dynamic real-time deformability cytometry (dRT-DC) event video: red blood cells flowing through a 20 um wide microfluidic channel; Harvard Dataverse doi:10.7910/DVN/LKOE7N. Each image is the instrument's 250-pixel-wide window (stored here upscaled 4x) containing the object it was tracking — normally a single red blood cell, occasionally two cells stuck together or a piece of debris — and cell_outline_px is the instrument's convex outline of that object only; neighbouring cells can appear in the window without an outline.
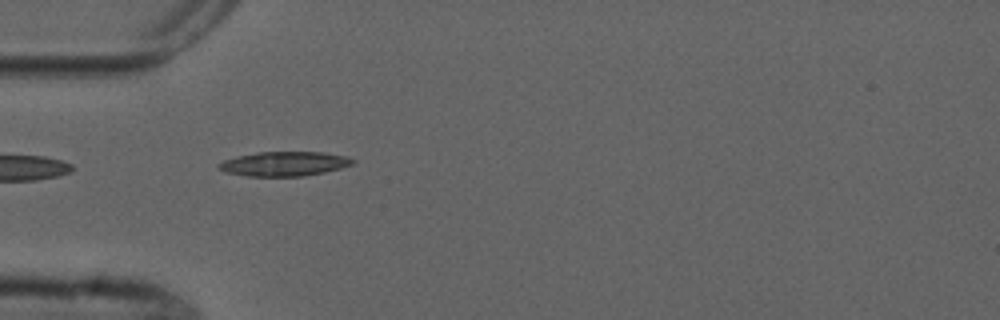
{"species": "common noctule bat (a hibernating species)", "species_latin": "Nyctalus noctula", "temperature_condition": "cold", "stored_images_in_passage": 5, "camera_frame_rate_fps": 3000, "um_per_image_px": 0.085, "animal": {"sex": "male", "forearm_length_mm": 52.5}, "frame": {"image": 1, "passage_image": 4, "time_ms": 5.0, "image_size_px": [1000, 320], "cell_outline_px": [[356, 160], [352, 164], [340, 168], [324, 172], [304, 176], [244, 176], [224, 172], [216, 164], [224, 160], [236, 156], [260, 152], [324, 152], [344, 156]], "centroid_in_image_um": [24.13, 13.92], "position_along_channel_um": 60.9, "area_um2": 19.02}}
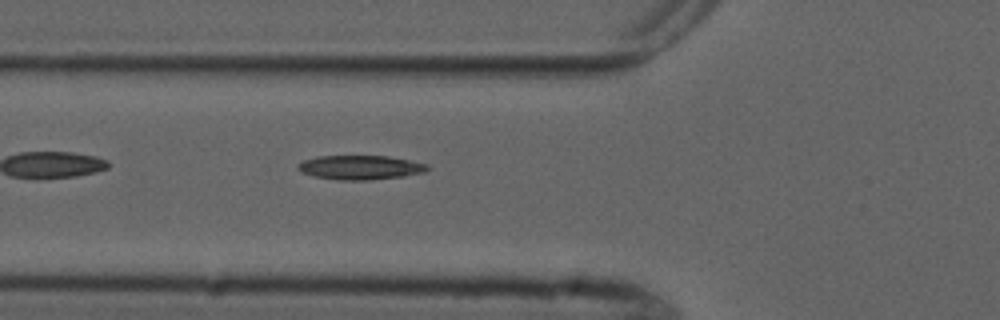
{"frame": {"image": 2, "passage_image": 5, "time_ms": 6.0, "image_size_px": [1000, 320], "cell_outline_px": [[428, 168], [424, 172], [404, 176], [368, 180], [336, 180], [316, 176], [300, 172], [296, 168], [304, 160], [316, 156], [388, 156], [428, 164]], "centroid_in_image_um": [30.61, 14.23], "position_along_channel_um": 95.2, "area_um2": 18.15}}